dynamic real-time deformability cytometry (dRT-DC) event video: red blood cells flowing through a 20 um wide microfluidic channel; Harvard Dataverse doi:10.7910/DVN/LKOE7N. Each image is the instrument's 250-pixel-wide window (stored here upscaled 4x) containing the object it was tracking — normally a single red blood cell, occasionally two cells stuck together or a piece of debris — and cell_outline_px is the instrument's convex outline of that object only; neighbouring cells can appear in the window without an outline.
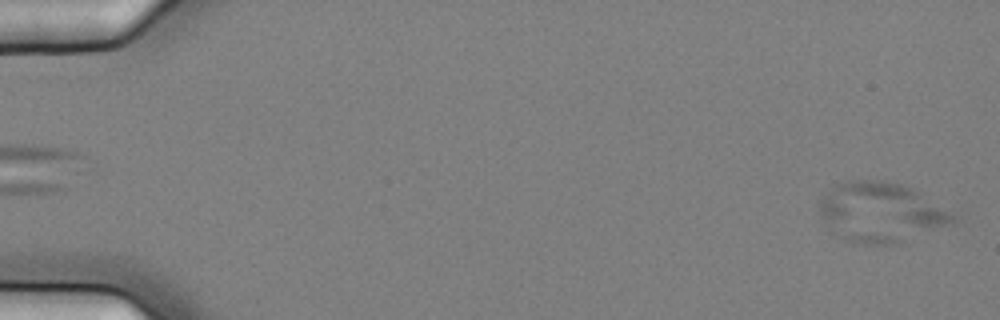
{"species": "common noctule bat (a hibernating species)", "species_latin": "Nyctalus noctula", "temperature_condition": "cold", "stored_images_in_passage": 5, "camera_frame_rate_fps": 3000, "um_per_image_px": 0.085, "animal": {"sex": "female", "body_mass_g": 25.1}, "frame": {"image": 1, "passage_image": 1, "time_ms": 0.0, "image_size_px": [1000, 320], "cell_outline_px": [[956, 220], [952, 224], [888, 244], [864, 244], [844, 240], [832, 232], [820, 216], [820, 200], [836, 184], [848, 180], [880, 180], [900, 184], [912, 188], [956, 216]], "centroid_in_image_um": [74.82, 18.03], "position_along_channel_um": 10.2, "area_um2": 45.55}}
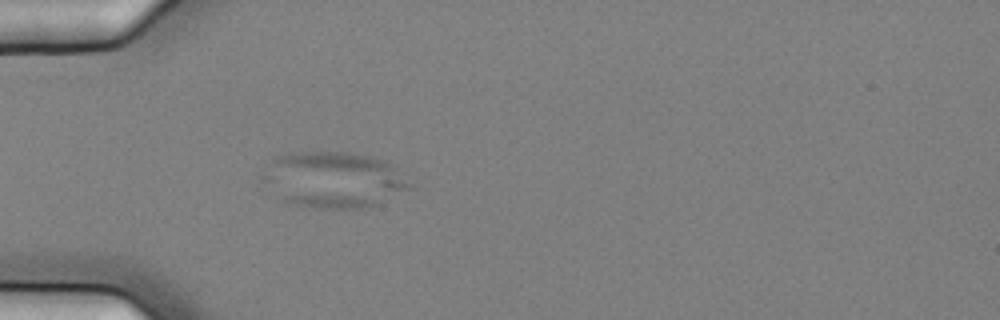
{"frame": {"image": 2, "passage_image": 5, "time_ms": 1.333, "image_size_px": [1000, 320], "cell_outline_px": [[416, 188], [364, 208], [316, 208], [288, 204], [280, 200], [260, 180], [260, 176], [272, 160], [280, 156], [292, 152], [348, 152], [388, 160]], "centroid_in_image_um": [28.35, 15.29], "position_along_channel_um": 56.7, "area_um2": 48.49}}